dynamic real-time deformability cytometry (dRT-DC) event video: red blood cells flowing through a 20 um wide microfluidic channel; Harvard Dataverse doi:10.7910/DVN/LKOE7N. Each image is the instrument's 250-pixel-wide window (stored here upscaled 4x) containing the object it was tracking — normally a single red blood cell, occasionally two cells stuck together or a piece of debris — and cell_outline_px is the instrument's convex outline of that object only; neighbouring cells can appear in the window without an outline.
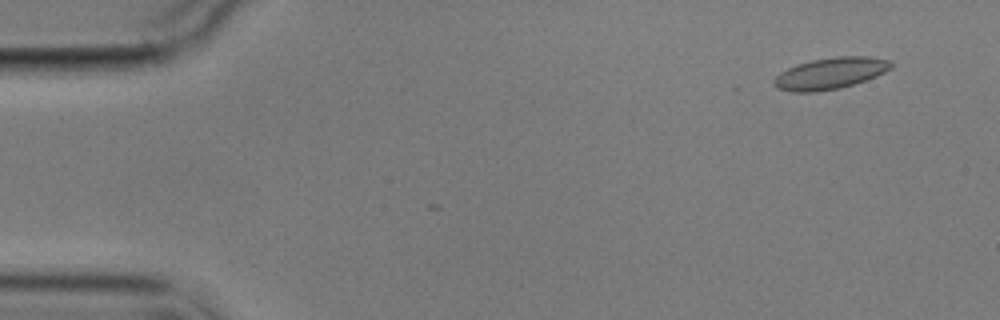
{"species": "common noctule bat (a hibernating species)", "species_latin": "Nyctalus noctula", "temperature_condition": "cold", "stored_images_in_passage": 6, "segment_of_instrument_passage": [2, 2], "camera_frame_rate_fps": 3000, "um_per_image_px": 0.085, "animal": {"sex": "male", "body_mass_g": 17.9}, "frame": {"image": 1, "passage_image": 6, "time_ms": 6.0, "image_size_px": [1000, 320], "cell_outline_px": [[892, 68], [876, 76], [840, 88], [816, 92], [792, 92], [776, 88], [772, 84], [772, 80], [780, 72], [796, 64], [812, 60], [836, 56], [868, 56], [888, 60], [892, 64]], "centroid_in_image_um": [70.52, 6.24], "position_along_channel_um": 14.5, "area_um2": 21.5}}